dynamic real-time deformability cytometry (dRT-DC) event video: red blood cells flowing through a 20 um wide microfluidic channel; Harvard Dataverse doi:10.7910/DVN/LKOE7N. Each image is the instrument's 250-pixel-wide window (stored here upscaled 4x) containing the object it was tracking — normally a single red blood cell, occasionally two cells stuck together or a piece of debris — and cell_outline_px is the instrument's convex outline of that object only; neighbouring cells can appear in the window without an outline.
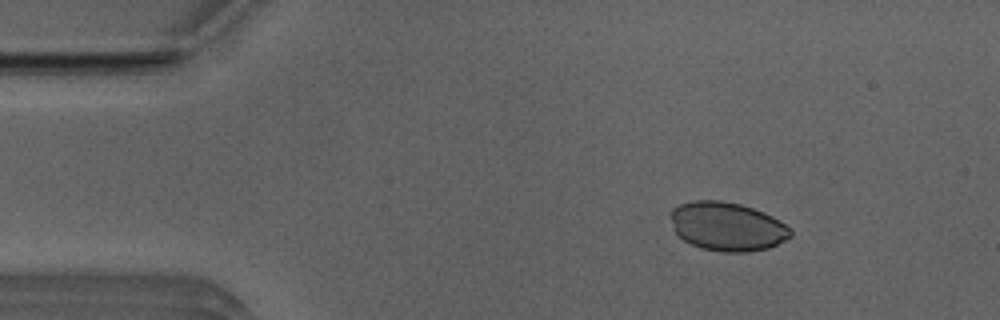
{"species": "Egyptian fruit bat (a non-hibernating species)", "species_latin": "Rousettus aegyptiacus", "temperature_condition": "room temperature", "stored_images_in_passage": 50, "camera_frame_rate_fps": 3000, "um_per_image_px": 0.085, "animal": {"sex": "male"}, "frame": {"image": 1, "passage_image": 6, "time_ms": 1.667, "image_size_px": [1000, 320], "cell_outline_px": [[792, 236], [768, 248], [748, 252], [724, 252], [700, 248], [684, 240], [672, 228], [668, 216], [672, 208], [680, 204], [692, 200], [720, 200], [740, 204], [764, 212], [772, 216], [784, 224], [792, 232]], "centroid_in_image_um": [61.76, 19.24], "position_along_channel_um": 23.2, "area_um2": 34.16}}